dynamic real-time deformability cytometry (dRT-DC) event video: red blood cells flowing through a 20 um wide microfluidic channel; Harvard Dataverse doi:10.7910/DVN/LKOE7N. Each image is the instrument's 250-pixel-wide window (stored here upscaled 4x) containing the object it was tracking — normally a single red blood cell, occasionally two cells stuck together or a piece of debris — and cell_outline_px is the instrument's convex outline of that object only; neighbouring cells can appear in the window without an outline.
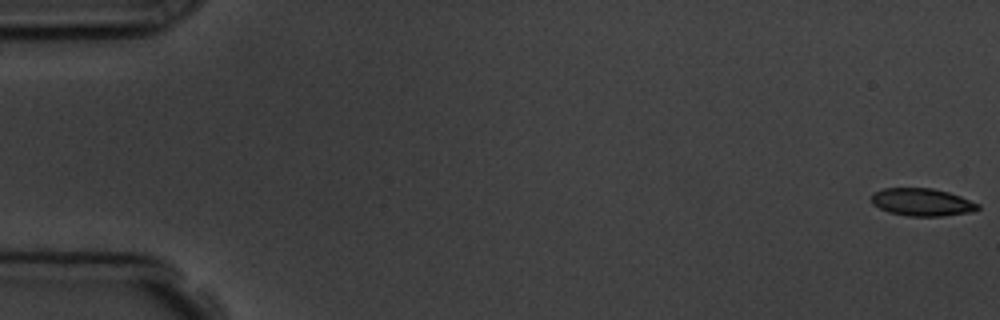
{"species": "common noctule bat (a hibernating species)", "species_latin": "Nyctalus noctula", "temperature_condition": "room temperature", "stored_images_in_passage": 5, "camera_frame_rate_fps": 3000, "um_per_image_px": 0.085, "animal": {"sex": "male", "body_mass_g": 19.5, "forearm_length_mm": 54.6}, "frame": {"image": 1, "passage_image": 1, "time_ms": 0.0, "image_size_px": [1000, 320], "cell_outline_px": [[980, 208], [972, 212], [944, 216], [908, 216], [888, 212], [872, 204], [872, 192], [884, 188], [932, 188], [948, 192], [960, 196], [980, 204]], "centroid_in_image_um": [78.38, 17.18], "position_along_channel_um": 6.6, "area_um2": 17.22}}
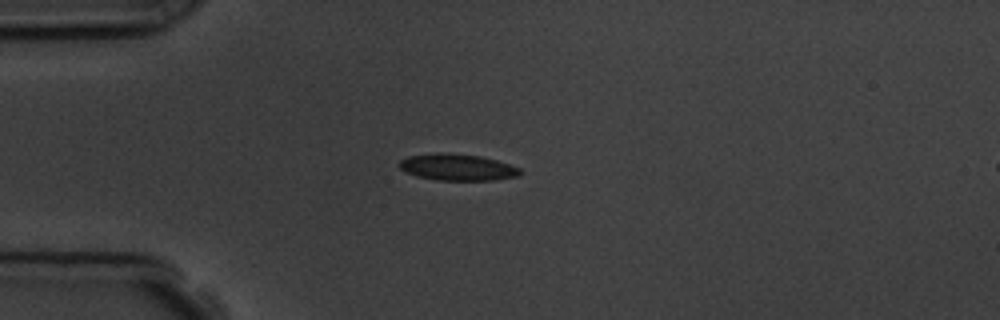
{"frame": {"image": 2, "passage_image": 5, "time_ms": 4.667, "image_size_px": [1000, 320], "cell_outline_px": [[524, 172], [520, 176], [492, 180], [436, 180], [416, 176], [400, 168], [396, 164], [400, 160], [408, 156], [440, 152], [444, 152], [480, 156], [496, 160], [520, 168]], "centroid_in_image_um": [38.88, 14.21], "position_along_channel_um": 46.1, "area_um2": 18.79}}